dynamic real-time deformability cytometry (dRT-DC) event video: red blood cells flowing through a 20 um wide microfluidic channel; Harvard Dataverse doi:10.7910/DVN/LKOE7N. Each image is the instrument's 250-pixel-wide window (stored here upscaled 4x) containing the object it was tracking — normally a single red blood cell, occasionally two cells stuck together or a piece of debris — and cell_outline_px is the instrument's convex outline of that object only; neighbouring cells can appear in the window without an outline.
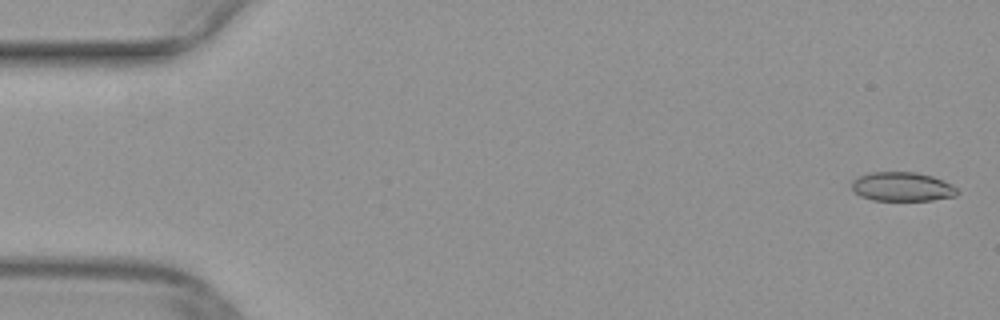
{"species": "common noctule bat (a hibernating species)", "species_latin": "Nyctalus noctula", "temperature_condition": "warm", "stored_images_in_passage": 51, "camera_frame_rate_fps": 3000, "um_per_image_px": 0.085, "animal": {"sex": "female", "body_mass_g": 29.2, "forearm_length_mm": 56.3}, "frame": {"image": 1, "passage_image": 2, "time_ms": 0.333, "image_size_px": [1000, 320], "cell_outline_px": [[960, 192], [956, 196], [932, 200], [872, 200], [860, 196], [852, 188], [852, 180], [868, 172], [916, 172], [932, 176], [952, 184]], "centroid_in_image_um": [76.7, 15.87], "position_along_channel_um": 8.3, "area_um2": 17.92}}
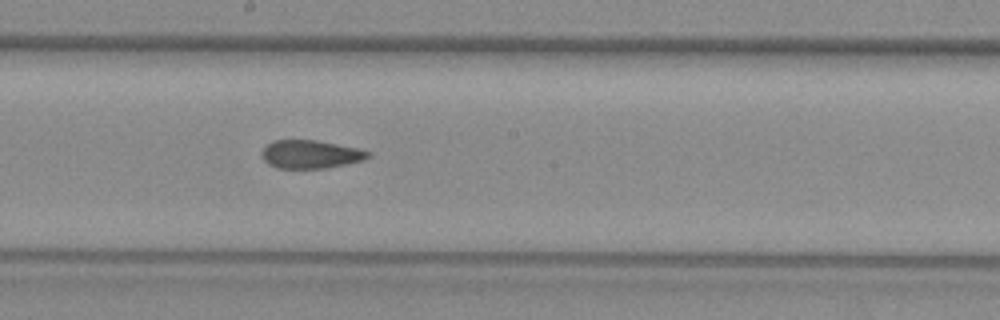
{"frame": {"image": 2, "passage_image": 28, "time_ms": 9.0, "image_size_px": [1000, 320], "cell_outline_px": [[372, 156], [364, 160], [328, 168], [276, 168], [268, 164], [264, 160], [260, 152], [272, 140], [316, 140], [356, 148], [372, 152]], "centroid_in_image_um": [26.4, 13.12], "position_along_channel_um": 221.8, "area_um2": 17.57}}
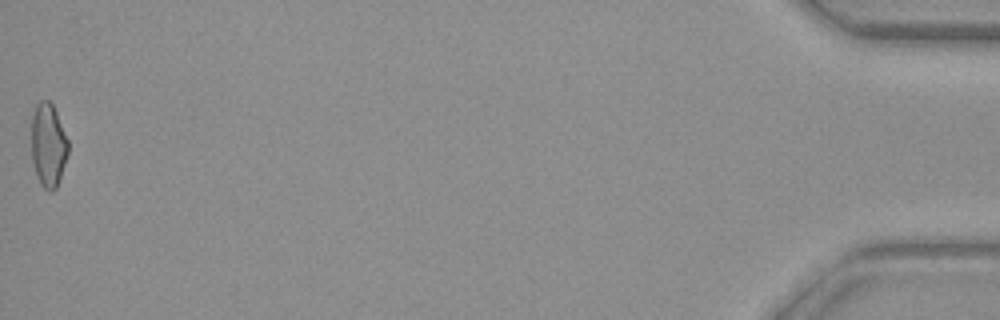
{"frame": {"image": 3, "passage_image": 51, "time_ms": 16.667, "image_size_px": [1000, 320], "cell_outline_px": [[68, 152], [56, 188], [52, 192], [48, 192], [40, 184], [36, 176], [32, 160], [32, 116], [36, 104], [40, 100], [48, 100], [52, 104], [56, 112], [68, 140]], "centroid_in_image_um": [4.09, 12.34], "position_along_channel_um": 431.1, "area_um2": 17.8}}